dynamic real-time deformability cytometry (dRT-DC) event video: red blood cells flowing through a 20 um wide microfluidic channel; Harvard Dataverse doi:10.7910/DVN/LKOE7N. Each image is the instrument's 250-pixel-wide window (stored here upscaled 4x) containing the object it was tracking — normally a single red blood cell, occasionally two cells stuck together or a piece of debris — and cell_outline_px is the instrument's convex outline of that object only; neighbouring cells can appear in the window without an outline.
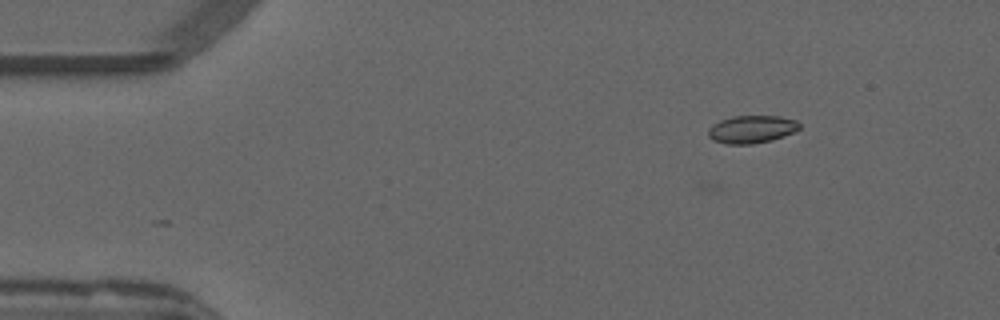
{"species": "common noctule bat (a hibernating species)", "species_latin": "Nyctalus noctula", "temperature_condition": "warm", "stored_images_in_passage": 4, "camera_frame_rate_fps": 3000, "um_per_image_px": 0.085, "animal": {"sex": "male", "forearm_length_mm": 52.5}, "frame": {"image": 1, "passage_image": 1, "time_ms": 0.0, "image_size_px": [1000, 320], "cell_outline_px": [[800, 128], [796, 132], [772, 140], [752, 144], [728, 144], [712, 140], [708, 136], [708, 128], [712, 124], [720, 120], [732, 116], [780, 116], [796, 120], [800, 124]], "centroid_in_image_um": [63.89, 10.99], "position_along_channel_um": 21.1, "area_um2": 14.91}}